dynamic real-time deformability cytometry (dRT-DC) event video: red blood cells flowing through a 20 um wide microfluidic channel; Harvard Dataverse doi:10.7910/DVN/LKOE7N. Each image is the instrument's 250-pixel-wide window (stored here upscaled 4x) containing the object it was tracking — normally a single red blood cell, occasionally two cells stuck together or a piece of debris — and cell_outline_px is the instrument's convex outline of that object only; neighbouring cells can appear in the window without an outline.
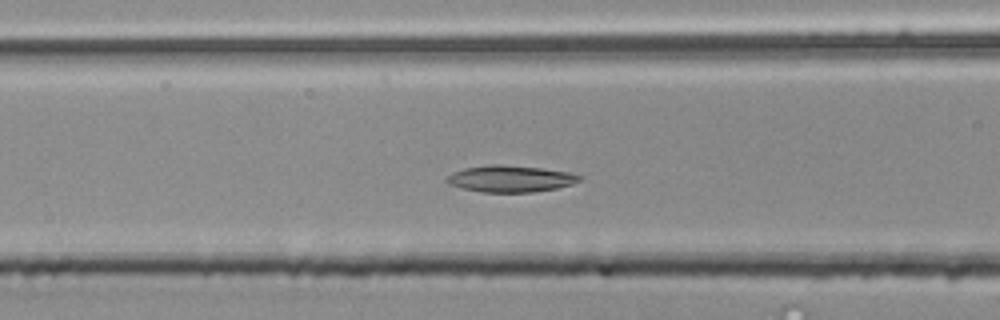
{"species": "common noctule bat (a hibernating species)", "species_latin": "Nyctalus noctula", "temperature_condition": "room temperature", "stored_images_in_passage": 40, "camera_frame_rate_fps": 3000, "um_per_image_px": 0.085, "animal": {"sex": "male", "body_mass_g": 20.4}, "frame": {"image": 1, "passage_image": 8, "time_ms": 2.333, "image_size_px": [1000, 320], "cell_outline_px": [[584, 176], [580, 180], [572, 184], [556, 188], [532, 192], [480, 192], [460, 188], [448, 184], [444, 180], [452, 172], [464, 168], [492, 164], [500, 164], [540, 168], [568, 172]], "centroid_in_image_um": [43.35, 15.19], "position_along_channel_um": 123.3, "area_um2": 20.63}}
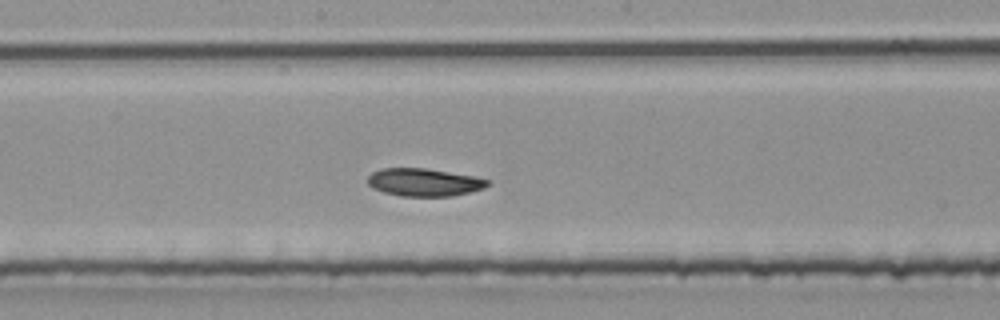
{"frame": {"image": 2, "passage_image": 15, "time_ms": 4.667, "image_size_px": [1000, 320], "cell_outline_px": [[488, 184], [484, 188], [452, 196], [400, 196], [384, 192], [372, 188], [368, 184], [368, 176], [372, 172], [380, 168], [424, 168], [472, 176], [488, 180]], "centroid_in_image_um": [35.98, 15.49], "position_along_channel_um": 212.2, "area_um2": 19.19}}
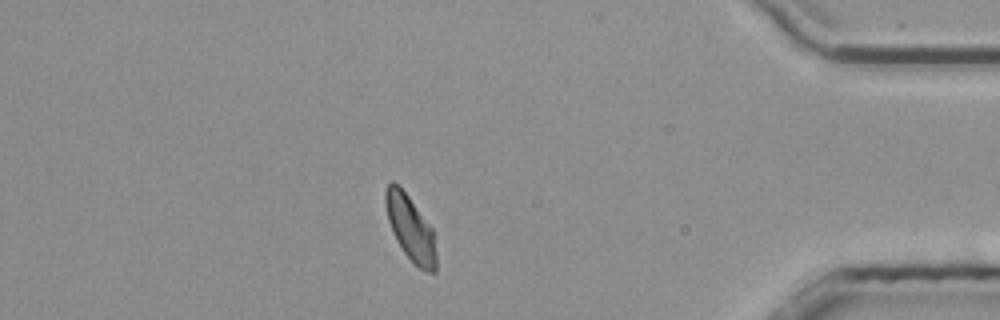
{"frame": {"image": 3, "passage_image": 33, "time_ms": 10.667, "image_size_px": [1000, 320], "cell_outline_px": [[436, 272], [428, 272], [420, 268], [404, 252], [396, 240], [392, 232], [388, 220], [384, 200], [384, 192], [388, 184], [392, 180], [408, 196], [432, 228], [436, 252]], "centroid_in_image_um": [34.87, 19.4], "position_along_channel_um": 400.3, "area_um2": 18.9}, "authors_computed_cell_mechanics": {"area_um2": 19.6809, "velocity_mm_per_s": 3.8119, "shape_relaxation_time_tau1_ms": null, "shape_relaxation_time_tau2_ms": 5.2236, "deformation_change_tau1": null, "deformation_change_tau2": 0.0814}}